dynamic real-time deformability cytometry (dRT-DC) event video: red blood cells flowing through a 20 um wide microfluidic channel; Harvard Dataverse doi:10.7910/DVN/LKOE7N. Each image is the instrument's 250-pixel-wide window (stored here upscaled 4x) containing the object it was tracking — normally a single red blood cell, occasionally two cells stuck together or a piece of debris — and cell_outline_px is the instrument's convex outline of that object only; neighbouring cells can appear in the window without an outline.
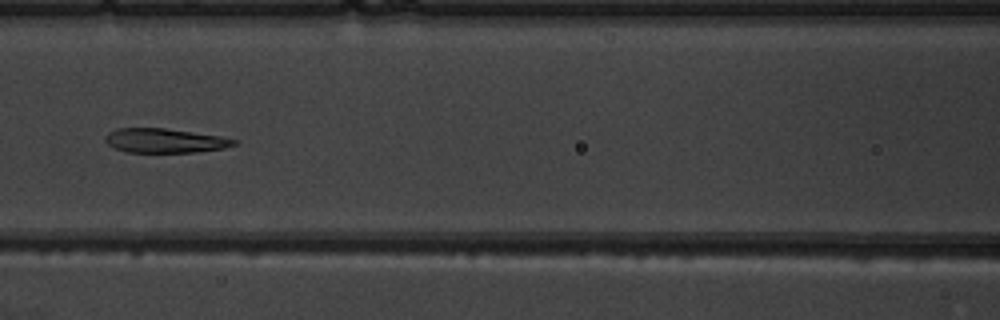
{"species": "common noctule bat (a hibernating species)", "species_latin": "Nyctalus noctula", "temperature_condition": "warm", "stored_images_in_passage": 7, "camera_frame_rate_fps": 3000, "um_per_image_px": 0.085, "animal": {"sex": "male", "body_mass_g": 19.5, "forearm_length_mm": 54.6}, "frame": {"image": 1, "passage_image": 4, "time_ms": 3.667, "image_size_px": [1000, 320], "cell_outline_px": [[240, 140], [236, 144], [224, 148], [196, 152], [128, 152], [116, 148], [108, 144], [104, 140], [104, 136], [108, 132], [116, 128], [164, 128], [220, 136]], "centroid_in_image_um": [14.01, 11.95], "position_along_channel_um": 152.6, "area_um2": 18.21}}
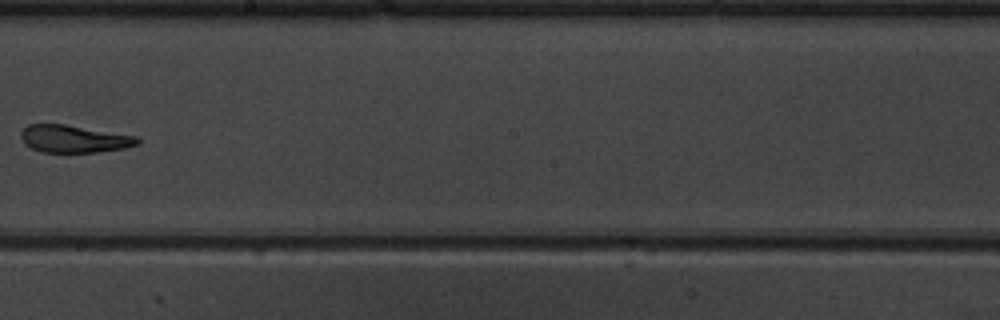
{"frame": {"image": 2, "passage_image": 6, "time_ms": 6.0, "image_size_px": [1000, 320], "cell_outline_px": [[140, 144], [124, 148], [96, 152], [40, 152], [24, 144], [20, 136], [20, 132], [28, 124], [64, 124], [136, 136], [140, 140]], "centroid_in_image_um": [6.26, 11.8], "position_along_channel_um": 241.9, "area_um2": 18.61}}
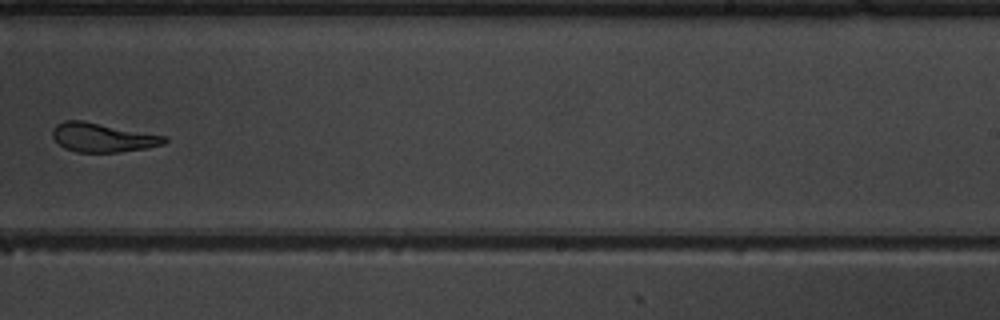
{"frame": {"image": 3, "passage_image": 7, "time_ms": 7.0, "image_size_px": [1000, 320], "cell_outline_px": [[168, 140], [164, 144], [148, 148], [120, 152], [76, 152], [64, 148], [52, 136], [52, 128], [56, 124], [64, 120], [84, 120], [168, 136]], "centroid_in_image_um": [8.75, 11.68], "position_along_channel_um": 280.3, "area_um2": 19.25}}